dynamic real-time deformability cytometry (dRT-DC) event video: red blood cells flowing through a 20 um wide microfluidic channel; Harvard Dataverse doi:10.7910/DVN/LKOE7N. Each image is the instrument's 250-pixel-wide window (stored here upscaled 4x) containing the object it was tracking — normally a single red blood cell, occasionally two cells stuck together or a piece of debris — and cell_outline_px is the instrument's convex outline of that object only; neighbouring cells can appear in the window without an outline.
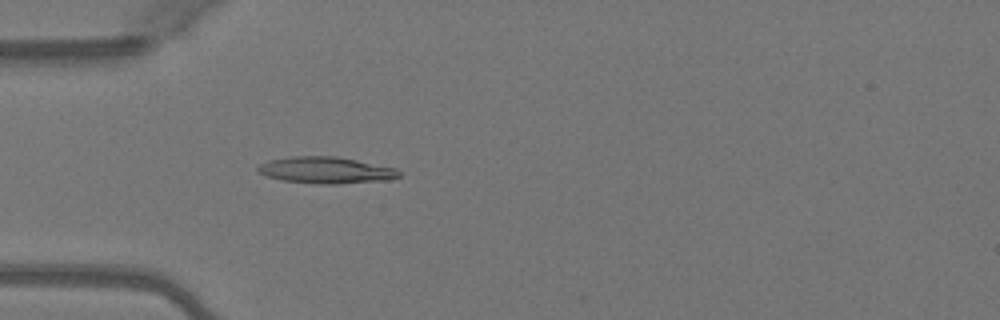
{"species": "Egyptian fruit bat (a non-hibernating species)", "species_latin": "Rousettus aegyptiacus", "temperature_condition": "warm", "stored_images_in_passage": 5, "camera_frame_rate_fps": 3000, "um_per_image_px": 0.085, "animal": {"sex": "female"}, "frame": {"image": 1, "passage_image": 5, "time_ms": 1.333, "image_size_px": [1000, 320], "cell_outline_px": [[400, 176], [388, 180], [340, 184], [320, 184], [280, 180], [268, 176], [260, 172], [256, 168], [260, 164], [268, 160], [292, 156], [336, 156], [396, 168], [400, 172]], "centroid_in_image_um": [27.71, 14.47], "position_along_channel_um": 57.3, "area_um2": 21.85}}